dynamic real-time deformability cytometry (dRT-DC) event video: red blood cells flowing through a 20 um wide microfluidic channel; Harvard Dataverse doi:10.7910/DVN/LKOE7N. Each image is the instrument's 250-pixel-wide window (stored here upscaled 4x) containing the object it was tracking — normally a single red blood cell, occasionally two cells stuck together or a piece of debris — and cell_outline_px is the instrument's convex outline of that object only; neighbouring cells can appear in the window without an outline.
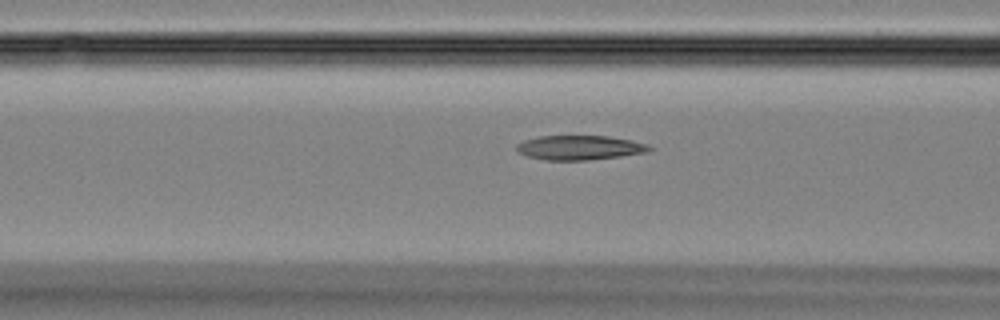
{"species": "Egyptian fruit bat (a non-hibernating species)", "species_latin": "Rousettus aegyptiacus", "temperature_condition": "room temperature", "stored_images_in_passage": 16, "camera_frame_rate_fps": 3000, "um_per_image_px": 0.085, "animal": {"sex": "female"}, "frame": {"image": 1, "passage_image": 14, "time_ms": 4.333, "image_size_px": [1000, 320], "cell_outline_px": [[656, 148], [648, 152], [620, 156], [588, 160], [544, 160], [524, 156], [516, 152], [516, 144], [524, 140], [540, 136], [608, 136], [632, 140], [648, 144]], "centroid_in_image_um": [49.26, 12.55], "position_along_channel_um": 117.3, "area_um2": 19.19}}